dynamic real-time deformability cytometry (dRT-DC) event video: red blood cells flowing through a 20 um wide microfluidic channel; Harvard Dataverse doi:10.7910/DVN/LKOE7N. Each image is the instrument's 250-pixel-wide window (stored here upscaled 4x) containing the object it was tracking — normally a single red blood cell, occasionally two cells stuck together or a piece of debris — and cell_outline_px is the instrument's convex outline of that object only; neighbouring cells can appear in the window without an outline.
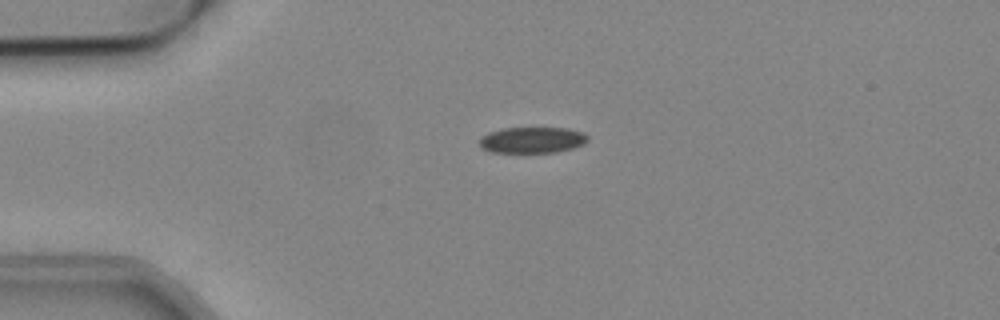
{"species": "common noctule bat (a hibernating species)", "species_latin": "Nyctalus noctula", "temperature_condition": "cold", "stored_images_in_passage": 42, "camera_frame_rate_fps": 3000, "um_per_image_px": 0.085, "animal": {"sex": "male", "body_mass_g": 19.2, "forearm_length_mm": 51.8}, "frame": {"image": 1, "passage_image": 1, "time_ms": 0.0, "image_size_px": [1000, 320], "cell_outline_px": [[588, 140], [584, 144], [572, 148], [556, 152], [492, 152], [480, 148], [480, 136], [488, 132], [504, 128], [568, 128], [584, 132], [588, 136]], "centroid_in_image_um": [45.24, 11.89], "position_along_channel_um": 39.8, "area_um2": 16.53}}
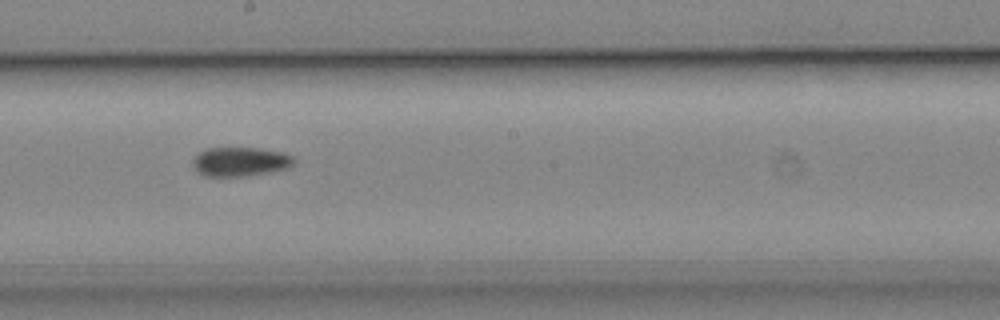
{"frame": {"image": 2, "passage_image": 18, "time_ms": 5.667, "image_size_px": [1000, 320], "cell_outline_px": [[296, 164], [288, 168], [272, 172], [248, 176], [204, 176], [196, 172], [192, 164], [192, 160], [200, 152], [208, 148], [256, 148], [284, 152], [292, 156], [296, 160]], "centroid_in_image_um": [20.45, 13.75], "position_along_channel_um": 227.7, "area_um2": 17.46}}
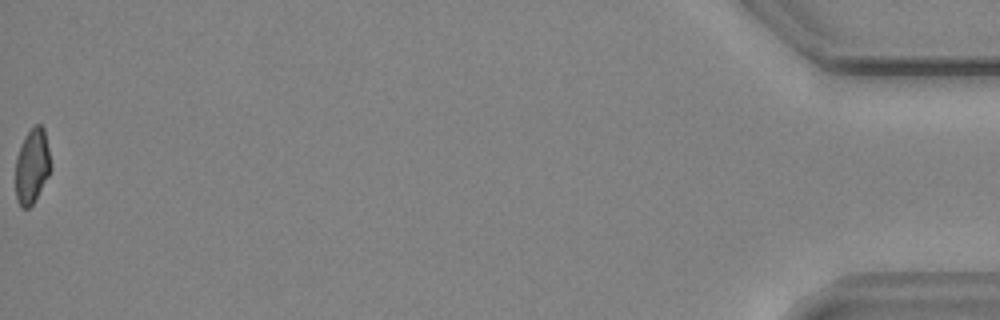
{"frame": {"image": 3, "passage_image": 42, "time_ms": 13.667, "image_size_px": [1000, 320], "cell_outline_px": [[52, 168], [48, 176], [32, 204], [28, 208], [20, 208], [16, 200], [16, 156], [24, 136], [36, 124], [40, 124], [44, 128]], "centroid_in_image_um": [2.72, 14.12], "position_along_channel_um": 432.5, "area_um2": 15.32}, "authors_computed_cell_mechanics": {"area_um2": 17.2822, "velocity_mm_per_s": 3.8367, "shape_relaxation_time_tau1_ms": 7.141, "shape_relaxation_time_tau2_ms": 7.7611, "deformation_change_tau1": 0.1287, "deformation_change_tau2": 0.1083}}